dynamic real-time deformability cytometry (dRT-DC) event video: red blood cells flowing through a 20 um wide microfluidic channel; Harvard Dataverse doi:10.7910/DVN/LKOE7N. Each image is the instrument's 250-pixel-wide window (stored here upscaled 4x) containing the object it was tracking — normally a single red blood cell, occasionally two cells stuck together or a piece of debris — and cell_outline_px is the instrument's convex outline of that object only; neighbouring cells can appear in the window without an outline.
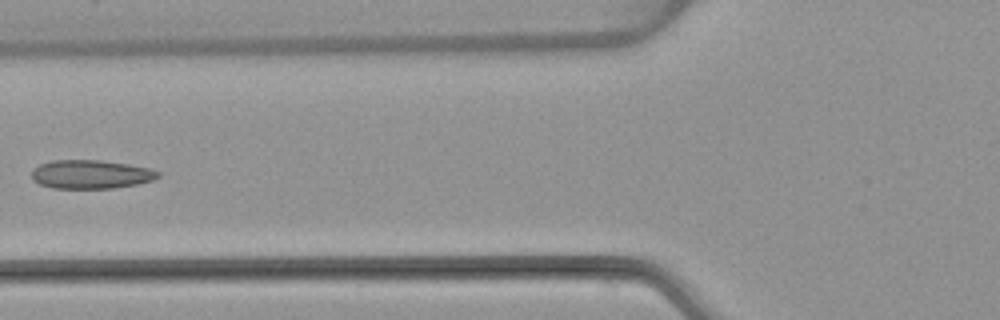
{"species": "common noctule bat (a hibernating species)", "species_latin": "Nyctalus noctula", "temperature_condition": "warm", "stored_images_in_passage": 5, "camera_frame_rate_fps": 3000, "um_per_image_px": 0.085, "animal": {"sex": "female", "body_mass_g": 22.7, "forearm_length_mm": 54.2}, "frame": {"image": 1, "passage_image": 5, "time_ms": 4.667, "image_size_px": [1000, 320], "cell_outline_px": [[160, 176], [152, 180], [136, 184], [112, 188], [52, 188], [40, 184], [32, 180], [32, 172], [40, 164], [52, 160], [100, 160], [128, 164], [148, 168], [160, 172]], "centroid_in_image_um": [7.71, 14.81], "position_along_channel_um": 118.1, "area_um2": 20.98}}